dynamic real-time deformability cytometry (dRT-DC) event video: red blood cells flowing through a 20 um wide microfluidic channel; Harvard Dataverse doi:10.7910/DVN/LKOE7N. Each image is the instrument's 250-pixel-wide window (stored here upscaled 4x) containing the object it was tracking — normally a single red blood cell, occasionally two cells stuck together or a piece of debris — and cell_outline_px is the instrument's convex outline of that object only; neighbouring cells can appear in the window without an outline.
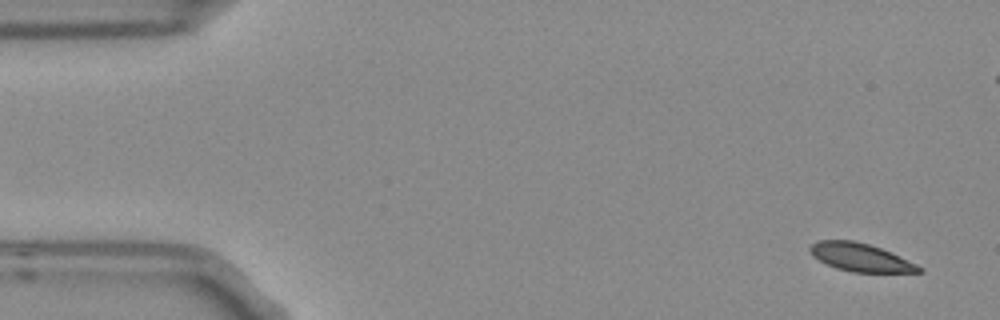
{"species": "Egyptian fruit bat (a non-hibernating species)", "species_latin": "Rousettus aegyptiacus", "temperature_condition": "room temperature", "stored_images_in_passage": 6, "camera_frame_rate_fps": 3000, "um_per_image_px": 0.085, "frame": {"image": 1, "passage_image": 1, "time_ms": 0.0, "image_size_px": [1000, 320], "cell_outline_px": [[924, 272], [852, 272], [836, 268], [812, 256], [808, 248], [812, 244], [820, 240], [852, 240], [868, 244], [880, 248], [916, 264], [924, 268]], "centroid_in_image_um": [73.13, 21.88], "position_along_channel_um": 11.9, "area_um2": 17.57}}
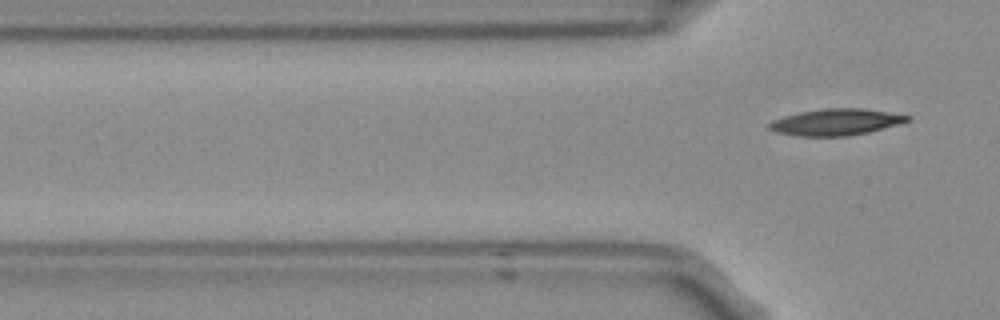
{"frame": {"image": 2, "passage_image": 6, "time_ms": 1.667, "image_size_px": [1000, 320], "cell_outline_px": [[912, 120], [868, 132], [848, 136], [796, 136], [776, 132], [768, 128], [768, 124], [772, 120], [784, 116], [800, 112], [824, 108], [864, 108], [912, 116]], "centroid_in_image_um": [71.05, 10.37], "position_along_channel_um": 54.8, "area_um2": 21.33}}